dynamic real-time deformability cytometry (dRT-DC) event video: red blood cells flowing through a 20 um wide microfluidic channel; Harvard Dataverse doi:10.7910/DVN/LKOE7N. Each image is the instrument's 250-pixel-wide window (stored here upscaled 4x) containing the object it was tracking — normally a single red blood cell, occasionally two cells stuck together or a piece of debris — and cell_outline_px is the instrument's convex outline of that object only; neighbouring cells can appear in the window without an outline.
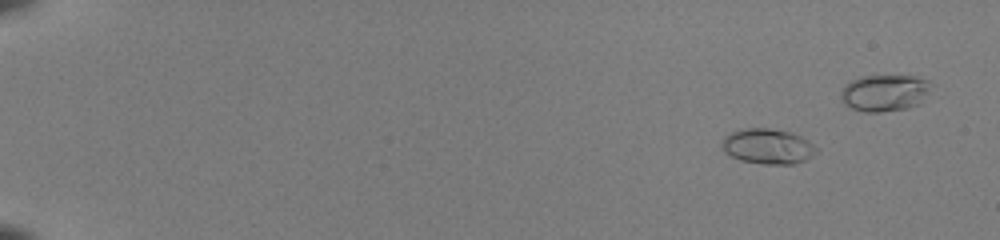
{"species": "common noctule bat (a hibernating species)", "species_latin": "Nyctalus noctula", "temperature_condition": "room temperature", "stored_images_in_passage": 43, "camera_frame_rate_fps": 3000, "um_per_image_px": 0.085, "animal": {"sex": "female", "body_mass_g": 22.0, "forearm_length_mm": 56.7}, "frame": {"image": 1, "passage_image": 2, "time_ms": 0.333, "image_size_px": [1000, 240], "cell_outline_px": [[816, 152], [804, 160], [792, 164], [764, 164], [740, 160], [724, 152], [720, 144], [724, 136], [732, 132], [744, 128], [768, 128], [792, 132], [800, 136], [812, 144], [816, 148]], "centroid_in_image_um": [65.21, 12.43], "position_along_channel_um": 19.8, "area_um2": 19.25}}
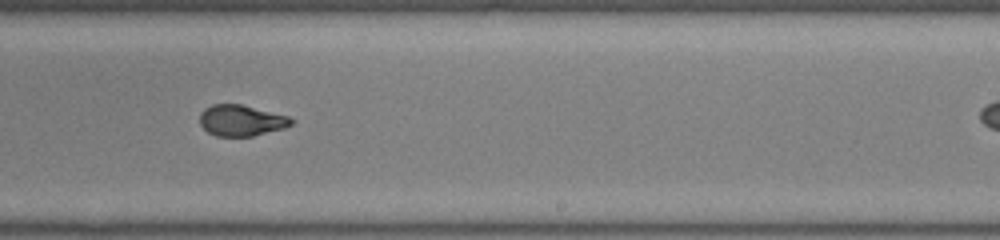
{"frame": {"image": 2, "passage_image": 31, "time_ms": 10.0, "image_size_px": [1000, 240], "cell_outline_px": [[296, 120], [292, 124], [284, 128], [252, 136], [216, 136], [208, 132], [200, 124], [200, 112], [204, 108], [212, 104], [240, 104], [288, 116]], "centroid_in_image_um": [20.5, 10.23], "position_along_channel_um": 268.5, "area_um2": 16.53}}
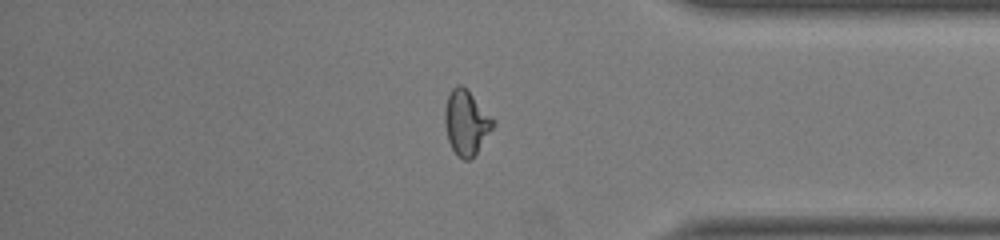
{"frame": {"image": 3, "passage_image": 41, "time_ms": 13.333, "image_size_px": [1000, 240], "cell_outline_px": [[496, 124], [476, 152], [468, 160], [464, 160], [452, 148], [448, 140], [444, 120], [444, 108], [448, 96], [452, 88], [456, 84], [460, 84], [468, 88], [496, 120]], "centroid_in_image_um": [39.65, 10.34], "position_along_channel_um": 395.6, "area_um2": 18.32}}